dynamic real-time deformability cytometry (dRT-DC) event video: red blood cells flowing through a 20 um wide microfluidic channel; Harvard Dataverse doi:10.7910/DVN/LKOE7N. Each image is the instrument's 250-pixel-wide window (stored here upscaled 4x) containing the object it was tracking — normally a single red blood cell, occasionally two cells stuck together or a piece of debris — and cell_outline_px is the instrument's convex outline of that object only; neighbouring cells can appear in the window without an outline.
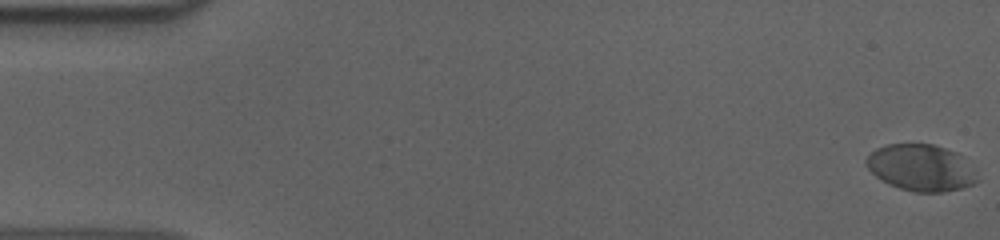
{"species": "human", "species_latin": "Homo sapiens", "temperature_condition": "cold", "stored_images_in_passage": 57, "camera_frame_rate_fps": 3000, "um_per_image_px": 0.085, "donor": {"sex": "male"}, "frame": {"image": 1, "passage_image": 1, "time_ms": 0.0, "image_size_px": [1000, 240], "cell_outline_px": [[980, 180], [972, 184], [960, 188], [944, 192], [912, 192], [888, 184], [880, 180], [868, 168], [864, 160], [876, 148], [888, 144], [932, 144], [956, 152], [960, 156]], "centroid_in_image_um": [78.23, 14.26], "position_along_channel_um": 6.8, "area_um2": 29.77}}
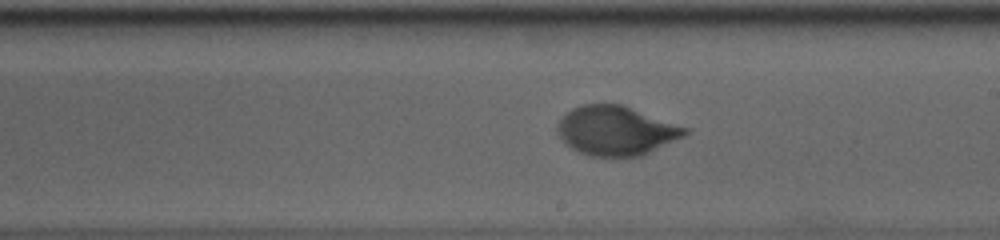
{"frame": {"image": 2, "passage_image": 33, "time_ms": 10.667, "image_size_px": [1000, 240], "cell_outline_px": [[692, 132], [684, 136], [640, 156], [592, 156], [580, 152], [572, 148], [556, 132], [556, 124], [572, 108], [584, 104], [620, 104], [692, 128]], "centroid_in_image_um": [52.41, 11.09], "position_along_channel_um": 236.6, "area_um2": 36.47}}
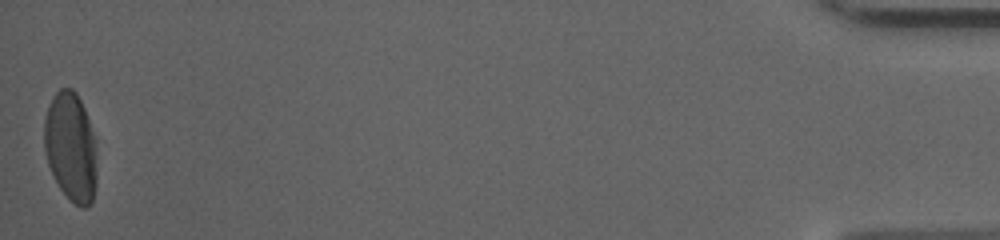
{"frame": {"image": 3, "passage_image": 57, "time_ms": 18.667, "image_size_px": [1000, 240], "cell_outline_px": [[96, 184], [92, 200], [88, 208], [80, 208], [60, 188], [48, 164], [44, 148], [44, 120], [48, 104], [52, 96], [60, 88], [72, 88], [76, 92], [84, 108], [92, 132], [96, 176]], "centroid_in_image_um": [5.98, 12.47], "position_along_channel_um": 429.2, "area_um2": 33.0}, "authors_computed_cell_mechanics": {"area_um2": 34.7956, "velocity_mm_per_s": 3.599, "shape_relaxation_time_tau1_ms": 3.6525, "shape_relaxation_time_tau2_ms": null, "deformation_change_tau1": 0.1553, "deformation_change_tau2": null}}